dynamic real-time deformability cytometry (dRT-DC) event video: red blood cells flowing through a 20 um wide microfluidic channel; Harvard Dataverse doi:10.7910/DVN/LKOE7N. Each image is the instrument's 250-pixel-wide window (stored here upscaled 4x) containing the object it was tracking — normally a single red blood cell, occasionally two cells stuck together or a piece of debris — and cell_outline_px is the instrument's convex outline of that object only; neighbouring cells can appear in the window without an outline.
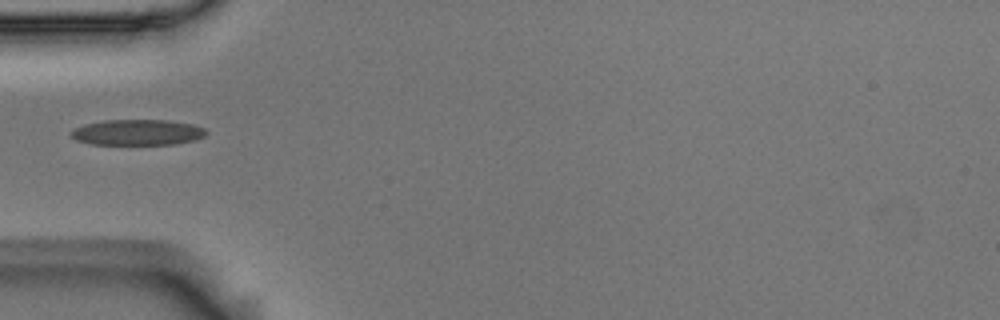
{"species": "Egyptian fruit bat (a non-hibernating species)", "species_latin": "Rousettus aegyptiacus", "temperature_condition": "room temperature", "stored_images_in_passage": 3, "camera_frame_rate_fps": 3000, "um_per_image_px": 0.085, "animal": {"sex": "male"}, "frame": {"image": 1, "passage_image": 3, "time_ms": 0.667, "image_size_px": [1000, 320], "cell_outline_px": [[208, 132], [204, 136], [196, 140], [176, 144], [92, 144], [76, 140], [68, 132], [84, 124], [104, 120], [164, 120], [192, 124], [204, 128]], "centroid_in_image_um": [11.69, 11.25], "position_along_channel_um": 73.3, "area_um2": 20.23}}